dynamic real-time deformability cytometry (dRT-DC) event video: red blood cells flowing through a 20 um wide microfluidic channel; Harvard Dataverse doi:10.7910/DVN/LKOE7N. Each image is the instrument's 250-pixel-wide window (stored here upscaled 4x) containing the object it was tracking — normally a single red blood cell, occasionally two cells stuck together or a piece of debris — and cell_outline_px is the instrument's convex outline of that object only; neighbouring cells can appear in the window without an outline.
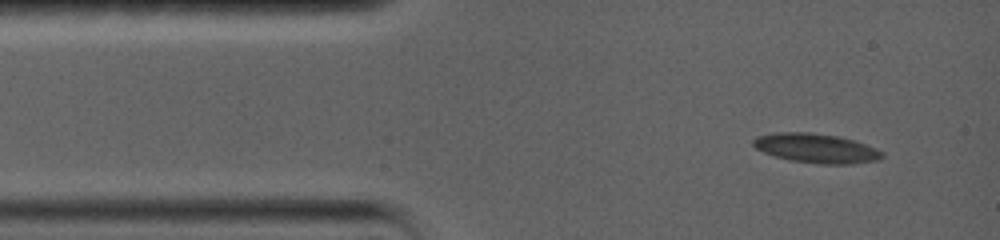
{"species": "common noctule bat (a hibernating species)", "species_latin": "Nyctalus noctula", "temperature_condition": "warm", "stored_images_in_passage": 34, "camera_frame_rate_fps": 5000, "um_per_image_px": 0.085, "animal": {"sex": "female", "body_mass_g": 19.0, "forearm_length_mm": 56.7}, "frame": {"image": 1, "passage_image": 1, "time_ms": 0.0, "image_size_px": [1000, 240], "cell_outline_px": [[884, 156], [880, 160], [852, 164], [820, 164], [792, 160], [776, 156], [764, 152], [756, 148], [752, 144], [752, 140], [756, 136], [776, 132], [808, 132], [836, 136], [852, 140], [876, 148], [884, 152]], "centroid_in_image_um": [69.39, 12.6], "position_along_channel_um": 15.6, "area_um2": 21.96}}
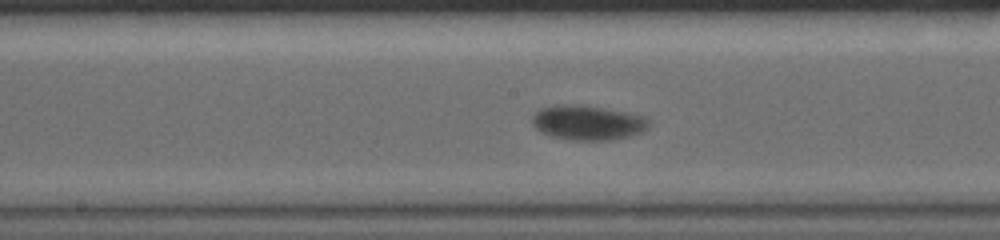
{"frame": {"image": 2, "passage_image": 15, "time_ms": 6.8, "image_size_px": [1000, 240], "cell_outline_px": [[652, 120], [648, 128], [640, 132], [628, 136], [612, 140], [572, 140], [552, 136], [540, 132], [532, 124], [532, 116], [540, 108], [556, 104], [580, 104], [604, 108], [648, 116]], "centroid_in_image_um": [49.98, 10.41], "position_along_channel_um": 198.2, "area_um2": 23.93}}
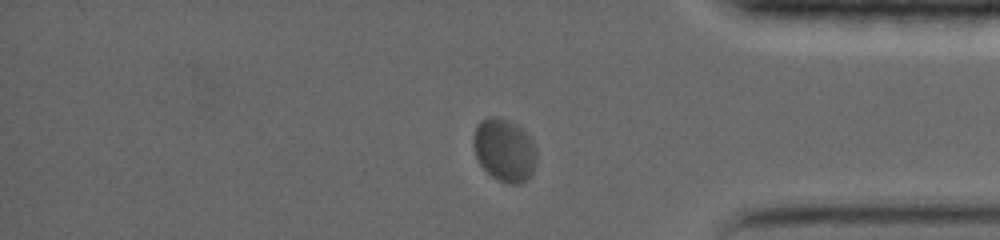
{"frame": {"image": 3, "passage_image": 29, "time_ms": 13.0, "image_size_px": [1000, 240], "cell_outline_px": [[536, 168], [532, 176], [520, 184], [508, 184], [492, 176], [480, 164], [476, 156], [472, 144], [472, 136], [476, 124], [480, 120], [488, 116], [496, 116], [508, 120], [516, 124], [528, 132], [536, 148]], "centroid_in_image_um": [42.88, 12.74], "position_along_channel_um": 392.3, "area_um2": 23.76}, "authors_computed_cell_mechanics": {"area_um2": 22.6287, "velocity_mm_per_s": 3.3762, "shape_relaxation_time_tau1_ms": 4.4165, "shape_relaxation_time_tau2_ms": null, "deformation_change_tau1": 0.1401, "deformation_change_tau2": null}}